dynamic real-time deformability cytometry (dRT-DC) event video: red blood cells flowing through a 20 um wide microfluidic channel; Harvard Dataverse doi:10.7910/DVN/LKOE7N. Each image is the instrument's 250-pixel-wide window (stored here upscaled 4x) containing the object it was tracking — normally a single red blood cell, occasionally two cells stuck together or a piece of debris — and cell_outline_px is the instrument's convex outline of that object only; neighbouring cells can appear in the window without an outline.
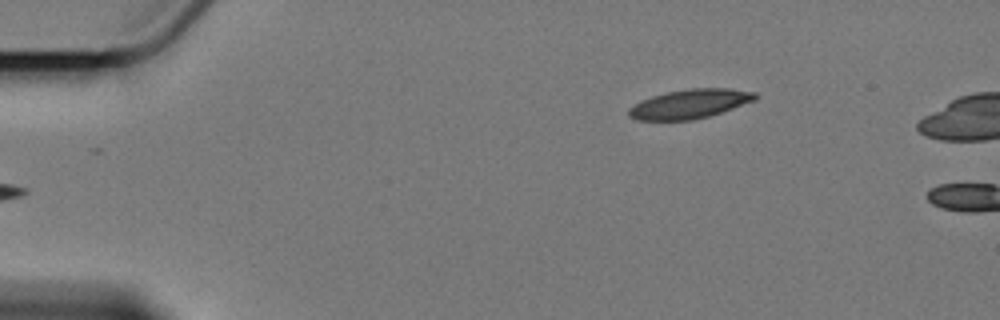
{"species": "Egyptian fruit bat (a non-hibernating species)", "species_latin": "Rousettus aegyptiacus", "temperature_condition": "cold", "stored_images_in_passage": 5, "camera_frame_rate_fps": 3000, "um_per_image_px": 0.085, "animal": {"sex": "female"}, "frame": {"image": 1, "passage_image": 5, "time_ms": 7.0, "image_size_px": [1000, 320], "cell_outline_px": [[756, 100], [708, 116], [692, 120], [640, 120], [628, 116], [628, 108], [640, 100], [652, 96], [668, 92], [688, 88], [728, 88], [756, 92]], "centroid_in_image_um": [58.61, 8.82], "position_along_channel_um": 26.4, "area_um2": 21.39}}